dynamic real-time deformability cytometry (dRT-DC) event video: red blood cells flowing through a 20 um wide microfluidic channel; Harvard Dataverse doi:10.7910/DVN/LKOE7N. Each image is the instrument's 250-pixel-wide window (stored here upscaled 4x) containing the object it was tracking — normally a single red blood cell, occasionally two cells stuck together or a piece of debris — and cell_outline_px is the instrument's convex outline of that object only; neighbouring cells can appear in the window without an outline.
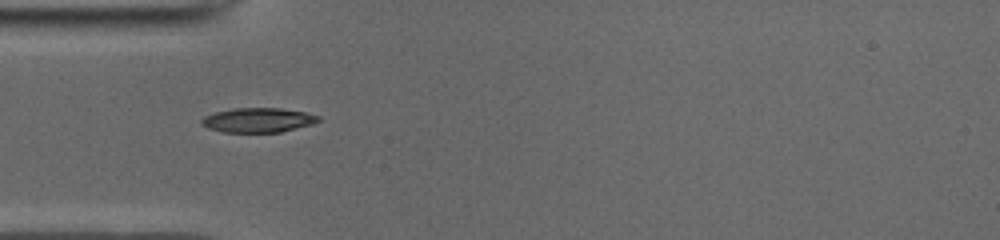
{"species": "common noctule bat (a hibernating species)", "species_latin": "Nyctalus noctula", "temperature_condition": "cold", "stored_images_in_passage": 31, "camera_frame_rate_fps": 3000, "um_per_image_px": 0.085, "animal": {"sex": "male", "body_mass_g": 19.0, "forearm_length_mm": 50.8}, "frame": {"image": 1, "passage_image": 1, "time_ms": 0.0, "image_size_px": [1000, 240], "cell_outline_px": [[320, 120], [312, 124], [280, 132], [224, 132], [208, 128], [200, 124], [200, 120], [204, 116], [216, 112], [236, 108], [280, 108], [304, 112], [320, 116]], "centroid_in_image_um": [21.92, 10.21], "position_along_channel_um": 63.1, "area_um2": 16.59}}
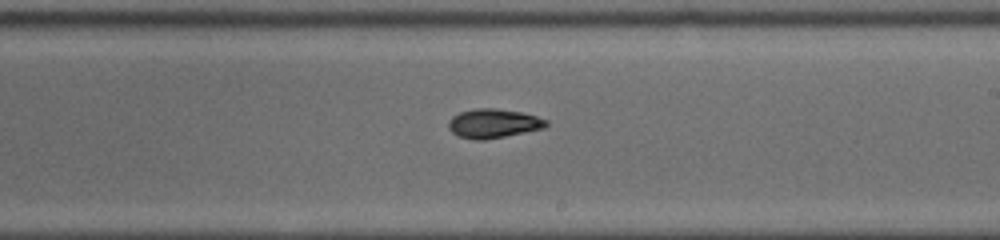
{"frame": {"image": 2, "passage_image": 15, "time_ms": 4.667, "image_size_px": [1000, 240], "cell_outline_px": [[548, 124], [544, 128], [484, 140], [472, 140], [456, 136], [448, 128], [448, 124], [452, 116], [460, 112], [476, 108], [496, 108], [520, 112], [536, 116], [548, 120]], "centroid_in_image_um": [41.91, 10.49], "position_along_channel_um": 247.1, "area_um2": 16.59}}
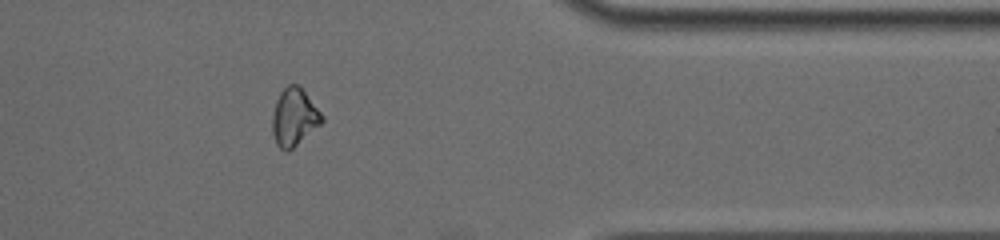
{"frame": {"image": 3, "passage_image": 27, "time_ms": 8.667, "image_size_px": [1000, 240], "cell_outline_px": [[324, 120], [320, 124], [288, 152], [284, 152], [276, 144], [272, 132], [272, 116], [276, 100], [280, 92], [288, 84], [296, 84], [304, 92], [324, 116]], "centroid_in_image_um": [24.97, 9.98], "position_along_channel_um": 386.4, "area_um2": 16.42}, "authors_computed_cell_mechanics": {"area_um2": 16.4152, "velocity_mm_per_s": 3.9584, "shape_relaxation_time_tau1_ms": 3.7442, "shape_relaxation_time_tau2_ms": null, "deformation_change_tau1": 0.1277, "deformation_change_tau2": null}}